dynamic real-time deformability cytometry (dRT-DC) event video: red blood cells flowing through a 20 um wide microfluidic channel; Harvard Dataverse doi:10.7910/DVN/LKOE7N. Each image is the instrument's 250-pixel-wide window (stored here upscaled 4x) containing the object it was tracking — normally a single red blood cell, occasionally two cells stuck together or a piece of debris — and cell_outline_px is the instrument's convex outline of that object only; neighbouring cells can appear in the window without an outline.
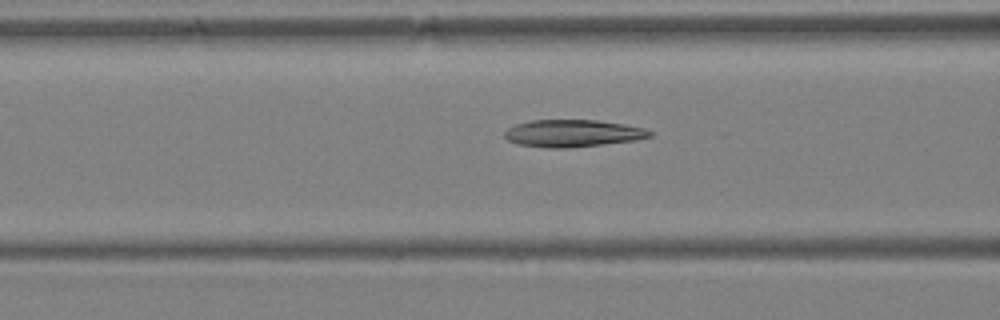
{"species": "Egyptian fruit bat (a non-hibernating species)", "species_latin": "Rousettus aegyptiacus", "temperature_condition": "warm", "stored_images_in_passage": 39, "camera_frame_rate_fps": 3000, "um_per_image_px": 0.085, "animal": {"sex": "female"}, "frame": {"image": 1, "passage_image": 17, "time_ms": 5.333, "image_size_px": [1000, 320], "cell_outline_px": [[652, 136], [636, 140], [604, 144], [568, 148], [548, 148], [516, 144], [508, 140], [504, 136], [504, 132], [508, 128], [516, 124], [528, 120], [596, 120], [624, 124], [644, 128], [652, 132]], "centroid_in_image_um": [48.66, 11.33], "position_along_channel_um": 117.9, "area_um2": 23.12}}
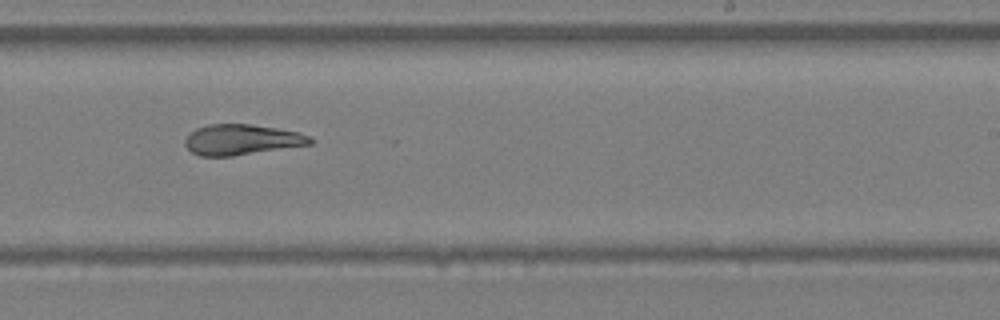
{"frame": {"image": 2, "passage_image": 26, "time_ms": 8.333, "image_size_px": [1000, 320], "cell_outline_px": [[316, 140], [312, 144], [232, 156], [200, 156], [192, 152], [184, 144], [184, 140], [196, 128], [208, 124], [252, 124], [276, 128], [296, 132], [312, 136]], "centroid_in_image_um": [20.57, 11.87], "position_along_channel_um": 268.4, "area_um2": 22.25}}
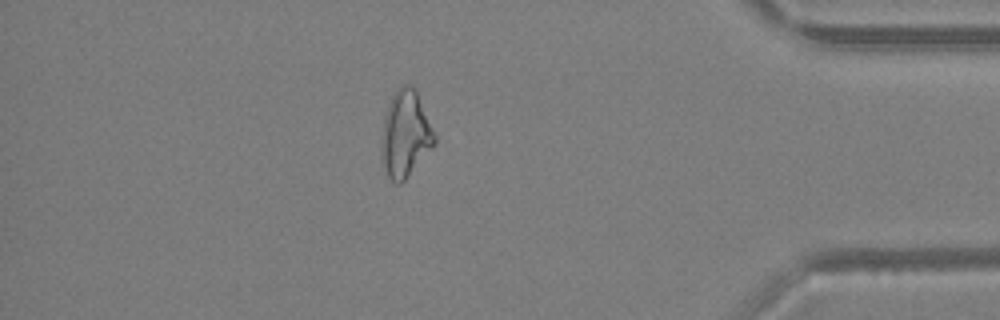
{"frame": {"image": 3, "passage_image": 36, "time_ms": 11.667, "image_size_px": [1000, 320], "cell_outline_px": [[436, 144], [404, 180], [400, 184], [396, 184], [388, 176], [380, 160], [380, 144], [384, 116], [388, 104], [396, 88], [404, 84], [408, 84], [416, 92], [436, 136]], "centroid_in_image_um": [34.42, 11.43], "position_along_channel_um": 400.8, "area_um2": 26.7}}